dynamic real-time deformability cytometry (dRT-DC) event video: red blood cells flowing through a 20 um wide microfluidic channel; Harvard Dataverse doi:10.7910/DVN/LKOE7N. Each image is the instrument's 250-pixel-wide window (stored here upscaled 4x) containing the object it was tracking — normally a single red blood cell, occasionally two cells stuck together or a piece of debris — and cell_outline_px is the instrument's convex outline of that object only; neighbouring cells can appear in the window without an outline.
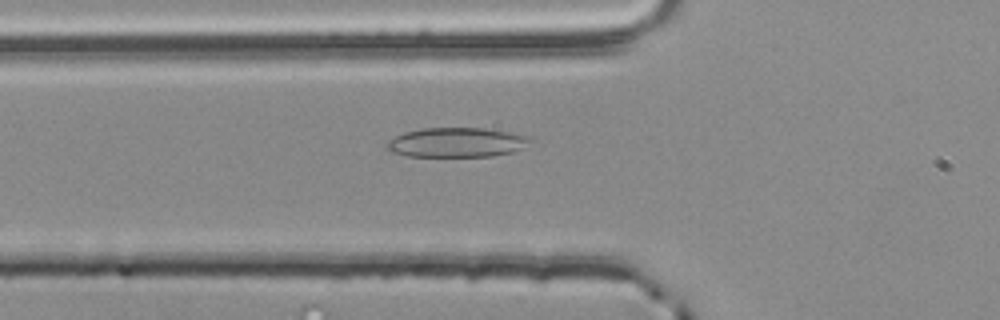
{"species": "common noctule bat (a hibernating species)", "species_latin": "Nyctalus noctula", "temperature_condition": "room temperature", "stored_images_in_passage": 38, "camera_frame_rate_fps": 3000, "um_per_image_px": 0.085, "animal": {"sex": "male", "body_mass_g": 20.4}, "frame": {"image": 1, "passage_image": 3, "time_ms": 0.667, "image_size_px": [1000, 320], "cell_outline_px": [[532, 140], [524, 148], [512, 152], [492, 156], [408, 156], [392, 152], [384, 148], [388, 140], [404, 132], [424, 128], [484, 128], [508, 132], [524, 136]], "centroid_in_image_um": [38.77, 12.11], "position_along_channel_um": 87.0, "area_um2": 24.57}}
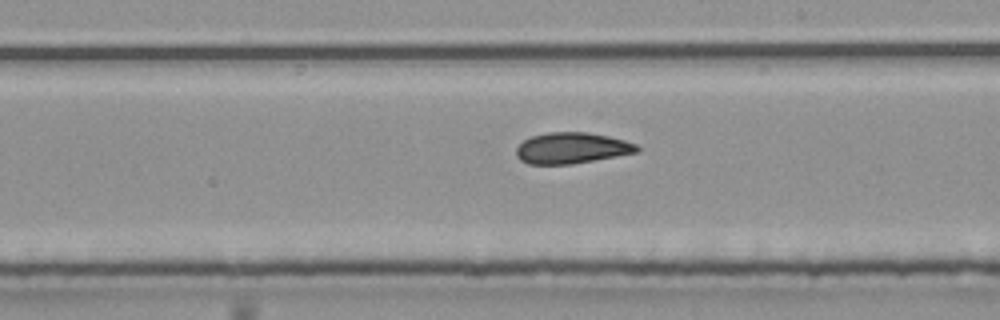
{"frame": {"image": 2, "passage_image": 15, "time_ms": 4.667, "image_size_px": [1000, 320], "cell_outline_px": [[640, 152], [572, 164], [528, 164], [520, 160], [516, 156], [516, 148], [524, 140], [532, 136], [548, 132], [588, 132], [608, 136], [624, 140], [636, 144], [640, 148]], "centroid_in_image_um": [48.61, 12.59], "position_along_channel_um": 240.4, "area_um2": 21.91}}
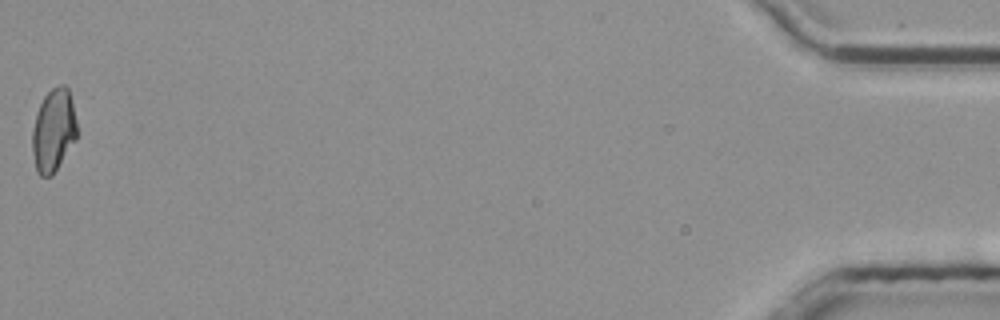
{"frame": {"image": 3, "passage_image": 38, "time_ms": 12.333, "image_size_px": [1000, 320], "cell_outline_px": [[76, 140], [52, 176], [40, 176], [36, 172], [32, 152], [32, 128], [40, 104], [44, 96], [52, 88], [60, 84], [64, 84], [68, 88], [72, 100], [76, 120]], "centroid_in_image_um": [4.54, 11.09], "position_along_channel_um": 430.7, "area_um2": 21.68}, "authors_computed_cell_mechanics": {"area_um2": 22.1374, "velocity_mm_per_s": 3.818, "shape_relaxation_time_tau1_ms": null, "shape_relaxation_time_tau2_ms": 2.5116, "deformation_change_tau1": null, "deformation_change_tau2": 0.0919}}